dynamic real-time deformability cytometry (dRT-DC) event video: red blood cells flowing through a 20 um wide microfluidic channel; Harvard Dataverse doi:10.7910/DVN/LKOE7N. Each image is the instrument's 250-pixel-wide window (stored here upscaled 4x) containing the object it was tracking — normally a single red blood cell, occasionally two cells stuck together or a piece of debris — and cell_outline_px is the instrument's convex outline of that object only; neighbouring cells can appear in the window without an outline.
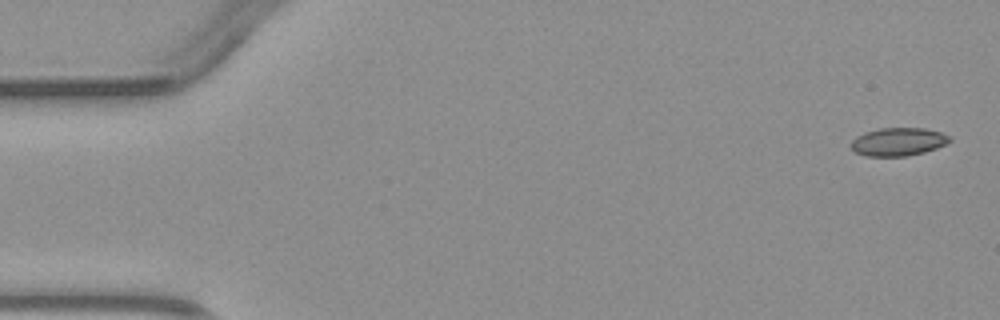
{"species": "common noctule bat (a hibernating species)", "species_latin": "Nyctalus noctula", "temperature_condition": "warm", "stored_images_in_passage": 3, "camera_frame_rate_fps": 3000, "um_per_image_px": 0.085, "animal": {"sex": "male", "body_mass_g": 23.1, "forearm_length_mm": 52.7}, "frame": {"image": 1, "passage_image": 1, "time_ms": 0.0, "image_size_px": [1000, 320], "cell_outline_px": [[952, 140], [936, 148], [924, 152], [904, 156], [864, 156], [856, 152], [848, 144], [856, 136], [864, 132], [880, 128], [924, 128], [940, 132], [952, 136]], "centroid_in_image_um": [76.32, 12.04], "position_along_channel_um": 8.7, "area_um2": 16.24}}
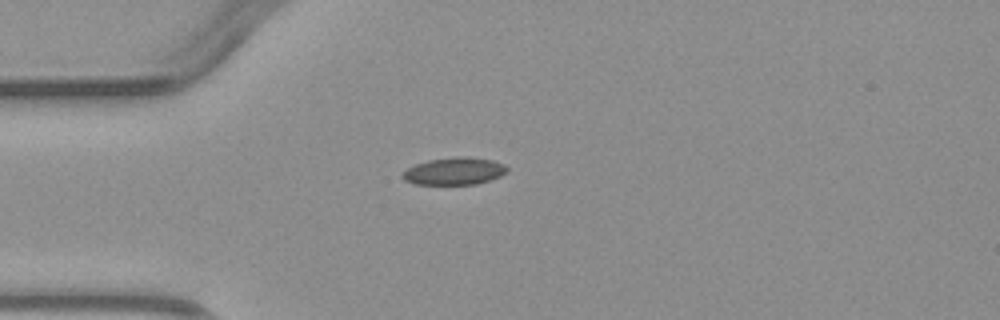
{"frame": {"image": 2, "passage_image": 2, "time_ms": 3.667, "image_size_px": [1000, 320], "cell_outline_px": [[508, 172], [500, 176], [476, 184], [416, 184], [404, 180], [400, 176], [408, 168], [416, 164], [428, 160], [456, 156], [468, 156], [492, 160], [504, 164], [508, 168]], "centroid_in_image_um": [38.63, 14.54], "position_along_channel_um": 46.4, "area_um2": 16.65}}